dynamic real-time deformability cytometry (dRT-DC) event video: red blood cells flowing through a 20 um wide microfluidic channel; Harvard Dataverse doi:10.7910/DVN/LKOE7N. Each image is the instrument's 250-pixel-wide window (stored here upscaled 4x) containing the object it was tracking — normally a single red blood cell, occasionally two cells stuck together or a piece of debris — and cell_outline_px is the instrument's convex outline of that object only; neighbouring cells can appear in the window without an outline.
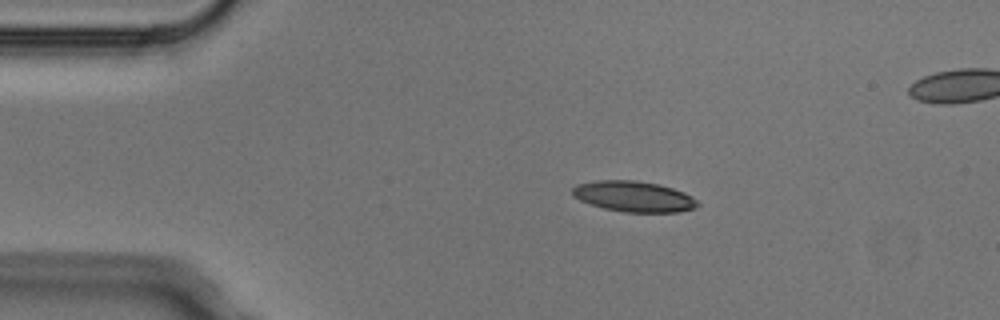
{"species": "Egyptian fruit bat (a non-hibernating species)", "species_latin": "Rousettus aegyptiacus", "temperature_condition": "cold", "stored_images_in_passage": 4, "camera_frame_rate_fps": 3000, "um_per_image_px": 0.085, "animal": {"sex": "male"}, "frame": {"image": 1, "passage_image": 2, "time_ms": 0.333, "image_size_px": [1000, 320], "cell_outline_px": [[700, 204], [696, 208], [680, 212], [624, 212], [604, 208], [580, 200], [572, 196], [572, 188], [576, 184], [596, 180], [636, 180], [660, 184], [684, 192], [692, 196]], "centroid_in_image_um": [53.88, 16.69], "position_along_channel_um": 31.1, "area_um2": 22.54}}